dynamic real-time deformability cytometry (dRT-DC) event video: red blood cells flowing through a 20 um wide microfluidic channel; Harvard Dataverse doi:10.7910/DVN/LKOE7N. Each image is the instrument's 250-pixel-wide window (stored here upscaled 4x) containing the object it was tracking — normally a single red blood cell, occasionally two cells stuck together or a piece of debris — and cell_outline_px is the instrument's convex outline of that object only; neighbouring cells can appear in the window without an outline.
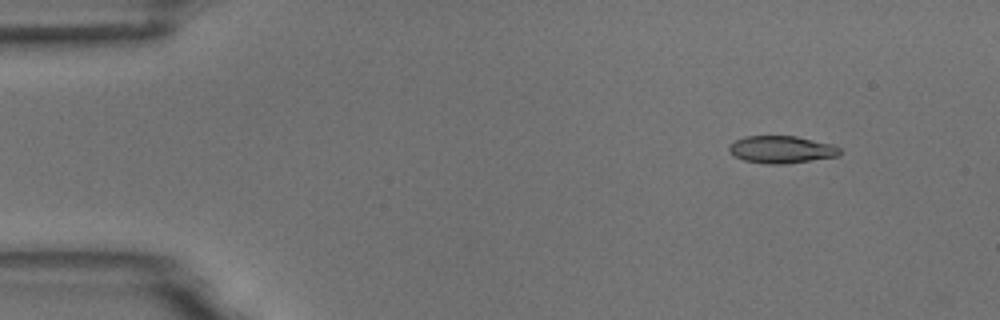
{"species": "common noctule bat (a hibernating species)", "species_latin": "Nyctalus noctula", "temperature_condition": "room temperature", "stored_images_in_passage": 5, "camera_frame_rate_fps": 3000, "um_per_image_px": 0.085, "animal": {"sex": "male", "body_mass_g": 18.8}, "frame": {"image": 1, "passage_image": 2, "time_ms": 0.333, "image_size_px": [1000, 320], "cell_outline_px": [[840, 152], [836, 156], [784, 164], [768, 164], [744, 160], [728, 152], [728, 148], [736, 140], [744, 136], [796, 136], [832, 144], [840, 148]], "centroid_in_image_um": [66.4, 12.7], "position_along_channel_um": 18.6, "area_um2": 17.4}}
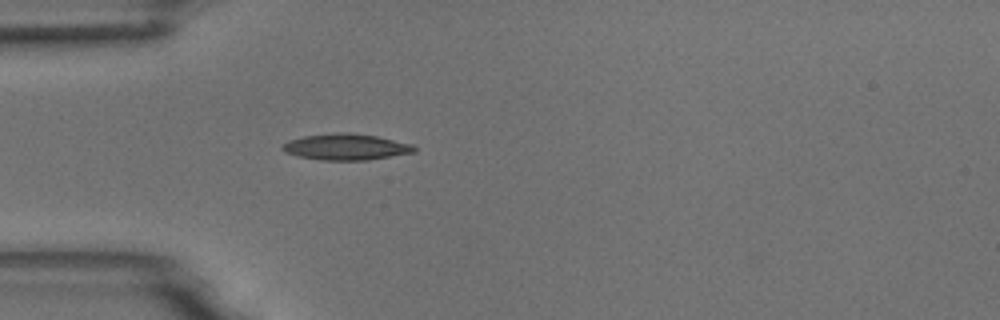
{"frame": {"image": 2, "passage_image": 5, "time_ms": 1.333, "image_size_px": [1000, 320], "cell_outline_px": [[416, 152], [368, 160], [320, 160], [296, 156], [284, 152], [280, 148], [288, 140], [304, 136], [340, 132], [348, 132], [376, 136], [412, 144], [416, 148]], "centroid_in_image_um": [29.39, 12.49], "position_along_channel_um": 55.6, "area_um2": 20.17}}